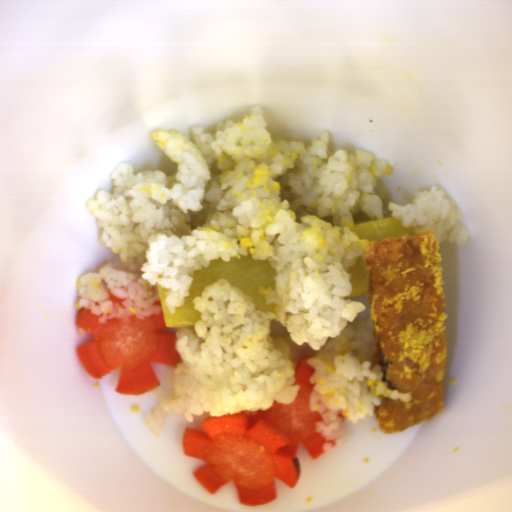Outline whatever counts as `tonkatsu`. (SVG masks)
<instances>
[{
	"label": "tonkatsu",
	"instance_id": "obj_1",
	"mask_svg": "<svg viewBox=\"0 0 512 512\" xmlns=\"http://www.w3.org/2000/svg\"><path fill=\"white\" fill-rule=\"evenodd\" d=\"M366 265L373 364L389 389L409 401L383 397L374 407L385 434L403 433L441 414L447 367V317L439 240L417 235L373 240Z\"/></svg>",
	"mask_w": 512,
	"mask_h": 512
}]
</instances>
